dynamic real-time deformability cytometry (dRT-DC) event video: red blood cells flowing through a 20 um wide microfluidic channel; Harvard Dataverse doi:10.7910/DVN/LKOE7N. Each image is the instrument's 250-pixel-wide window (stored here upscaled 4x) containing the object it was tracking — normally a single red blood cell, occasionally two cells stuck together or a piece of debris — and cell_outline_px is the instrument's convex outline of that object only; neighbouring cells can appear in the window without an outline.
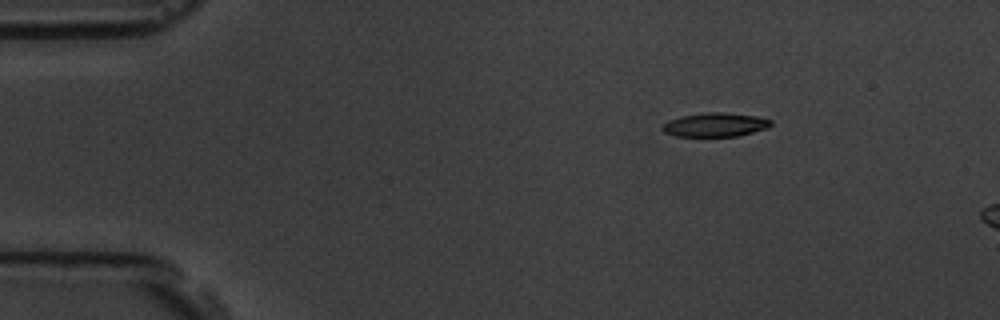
{"species": "common noctule bat (a hibernating species)", "species_latin": "Nyctalus noctula", "temperature_condition": "room temperature", "stored_images_in_passage": 8, "camera_frame_rate_fps": 3000, "um_per_image_px": 0.085, "animal": {"sex": "male", "body_mass_g": 19.5, "forearm_length_mm": 54.6}, "frame": {"image": 1, "passage_image": 1, "time_ms": 0.0, "image_size_px": [1000, 320], "cell_outline_px": [[772, 124], [768, 128], [736, 136], [676, 136], [664, 132], [660, 128], [668, 120], [680, 116], [708, 112], [720, 112], [756, 116], [772, 120]], "centroid_in_image_um": [60.77, 10.6], "position_along_channel_um": 24.2, "area_um2": 15.03}}